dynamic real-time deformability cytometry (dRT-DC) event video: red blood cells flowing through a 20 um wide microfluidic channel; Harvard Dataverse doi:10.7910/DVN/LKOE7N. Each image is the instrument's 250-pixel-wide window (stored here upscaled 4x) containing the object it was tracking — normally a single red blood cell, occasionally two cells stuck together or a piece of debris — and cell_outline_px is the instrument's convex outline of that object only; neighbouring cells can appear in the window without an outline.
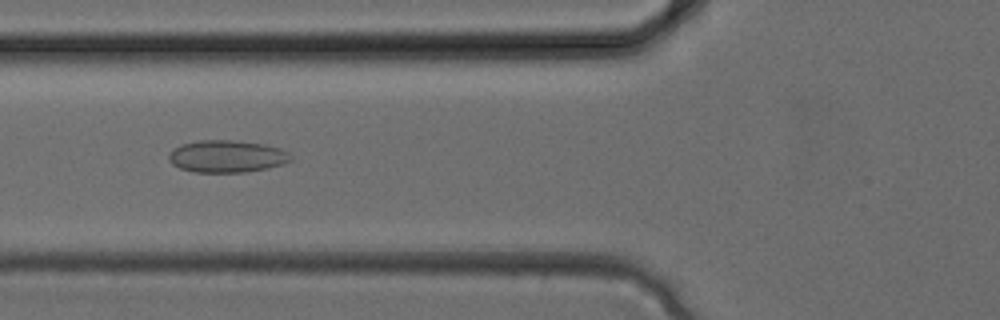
{"species": "common noctule bat (a hibernating species)", "species_latin": "Nyctalus noctula", "temperature_condition": "cold", "stored_images_in_passage": 33, "camera_frame_rate_fps": 3000, "um_per_image_px": 0.085, "animal": {"sex": "female", "body_mass_g": 24.6, "forearm_length_mm": 56.2}, "frame": {"image": 1, "passage_image": 12, "time_ms": 3.667, "image_size_px": [1000, 320], "cell_outline_px": [[292, 160], [268, 168], [248, 172], [192, 172], [180, 168], [172, 164], [168, 160], [168, 156], [180, 144], [200, 140], [232, 140], [264, 144], [280, 148], [288, 152], [292, 156]], "centroid_in_image_um": [19.29, 13.29], "position_along_channel_um": 106.5, "area_um2": 22.89}}
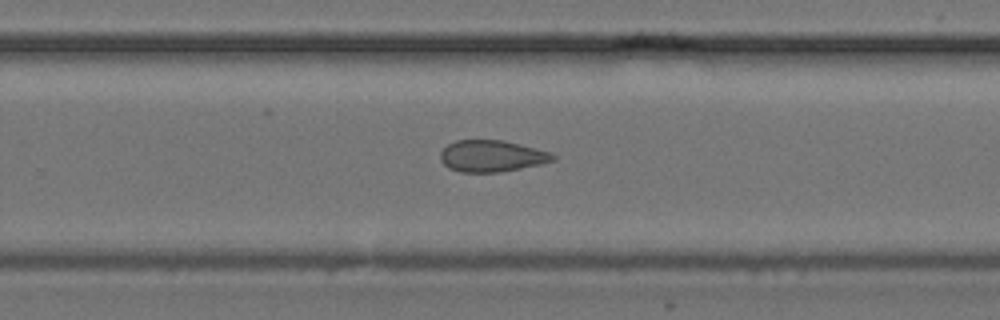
{"frame": {"image": 2, "passage_image": 21, "time_ms": 6.667, "image_size_px": [1000, 320], "cell_outline_px": [[556, 160], [540, 164], [500, 172], [460, 172], [448, 168], [440, 160], [440, 152], [448, 144], [456, 140], [500, 140], [520, 144], [552, 152], [556, 156]], "centroid_in_image_um": [41.8, 13.26], "position_along_channel_um": 288.0, "area_um2": 20.75}}
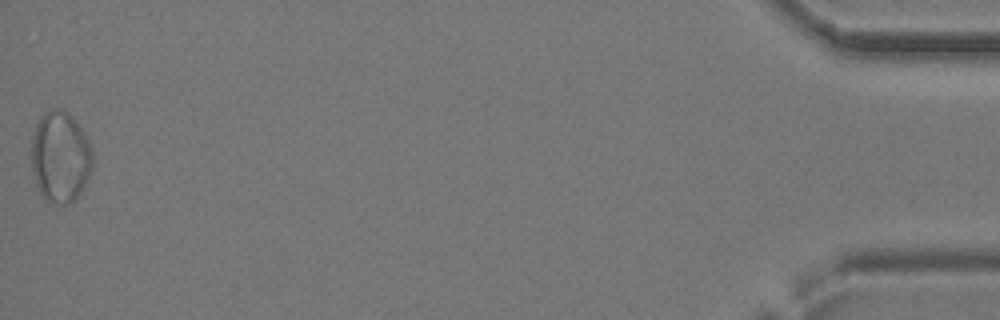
{"frame": {"image": 3, "passage_image": 33, "time_ms": 10.667, "image_size_px": [1000, 320], "cell_outline_px": [[92, 168], [76, 200], [72, 204], [56, 204], [44, 200], [40, 196], [36, 188], [32, 168], [32, 132], [40, 116], [44, 112], [56, 108], [64, 108], [76, 120], [84, 132], [88, 140], [92, 152]], "centroid_in_image_um": [5.1, 13.34], "position_along_channel_um": 430.1, "area_um2": 33.06}}